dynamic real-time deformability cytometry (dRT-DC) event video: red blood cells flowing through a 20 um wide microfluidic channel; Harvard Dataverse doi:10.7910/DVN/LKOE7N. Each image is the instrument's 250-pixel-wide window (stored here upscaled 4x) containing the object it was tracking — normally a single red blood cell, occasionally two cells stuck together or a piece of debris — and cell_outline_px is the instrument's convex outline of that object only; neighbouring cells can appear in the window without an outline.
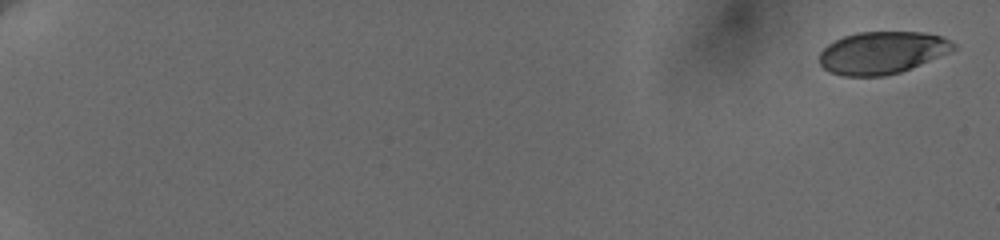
{"species": "human", "species_latin": "Homo sapiens", "temperature_condition": "cold", "stored_images_in_passage": 19, "camera_frame_rate_fps": 3000, "um_per_image_px": 0.085, "donor": {"sex": "female"}, "frame": {"image": 1, "passage_image": 1, "time_ms": 0.0, "image_size_px": [1000, 240], "cell_outline_px": [[956, 48], [948, 52], [920, 64], [900, 72], [884, 76], [844, 76], [828, 72], [820, 64], [820, 52], [828, 44], [844, 36], [856, 32], [924, 32], [944, 36], [956, 44]], "centroid_in_image_um": [74.97, 4.47], "position_along_channel_um": 10.0, "area_um2": 33.0}}
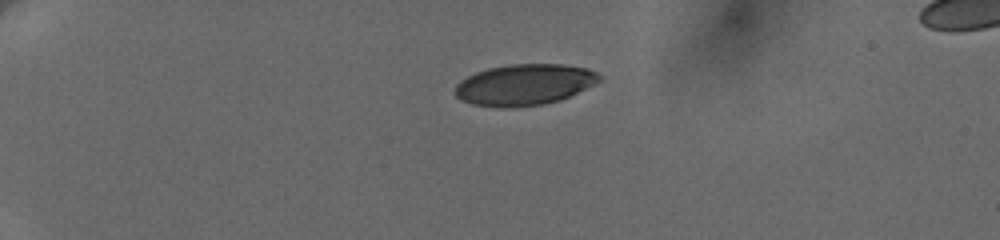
{"frame": {"image": 2, "passage_image": 14, "time_ms": 5.0, "image_size_px": [1000, 240], "cell_outline_px": [[604, 80], [596, 84], [560, 100], [544, 104], [516, 108], [496, 108], [472, 104], [460, 100], [456, 96], [456, 84], [460, 80], [476, 72], [488, 68], [512, 64], [560, 64], [588, 68], [604, 76]], "centroid_in_image_um": [44.6, 7.21], "position_along_channel_um": 40.4, "area_um2": 35.03}}
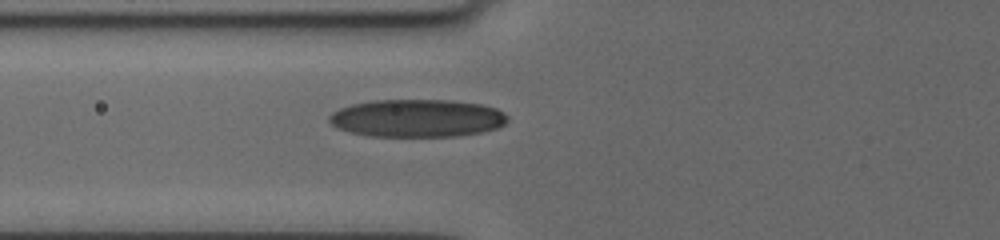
{"frame": {"image": 3, "passage_image": 19, "time_ms": 8.333, "image_size_px": [1000, 240], "cell_outline_px": [[508, 120], [504, 124], [496, 128], [480, 132], [456, 136], [368, 136], [336, 128], [328, 120], [328, 116], [332, 112], [340, 108], [352, 104], [376, 100], [452, 100], [480, 104], [496, 108], [504, 112], [508, 116]], "centroid_in_image_um": [35.45, 10.04], "position_along_channel_um": 90.4, "area_um2": 39.25}}